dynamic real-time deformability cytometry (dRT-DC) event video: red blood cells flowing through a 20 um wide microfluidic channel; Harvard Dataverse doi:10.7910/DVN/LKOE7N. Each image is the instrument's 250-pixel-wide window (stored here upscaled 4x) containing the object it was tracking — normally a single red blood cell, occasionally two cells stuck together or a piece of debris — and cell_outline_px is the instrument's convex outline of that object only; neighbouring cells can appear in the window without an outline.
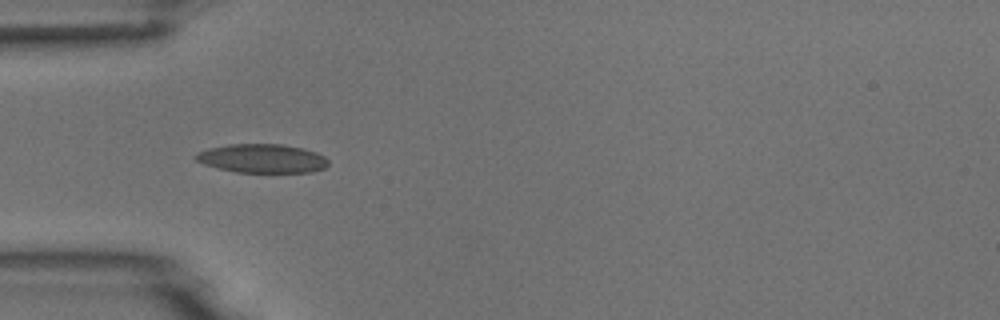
{"species": "common noctule bat (a hibernating species)", "species_latin": "Nyctalus noctula", "temperature_condition": "room temperature", "stored_images_in_passage": 5, "camera_frame_rate_fps": 3000, "um_per_image_px": 0.085, "animal": {"sex": "male", "body_mass_g": 18.8}, "frame": {"image": 1, "passage_image": 3, "time_ms": 2.333, "image_size_px": [1000, 320], "cell_outline_px": [[328, 164], [324, 168], [312, 172], [236, 172], [204, 164], [196, 160], [192, 156], [196, 152], [208, 148], [228, 144], [280, 144], [304, 148], [316, 152], [324, 156], [328, 160]], "centroid_in_image_um": [22.27, 13.46], "position_along_channel_um": 62.7, "area_um2": 22.31}}